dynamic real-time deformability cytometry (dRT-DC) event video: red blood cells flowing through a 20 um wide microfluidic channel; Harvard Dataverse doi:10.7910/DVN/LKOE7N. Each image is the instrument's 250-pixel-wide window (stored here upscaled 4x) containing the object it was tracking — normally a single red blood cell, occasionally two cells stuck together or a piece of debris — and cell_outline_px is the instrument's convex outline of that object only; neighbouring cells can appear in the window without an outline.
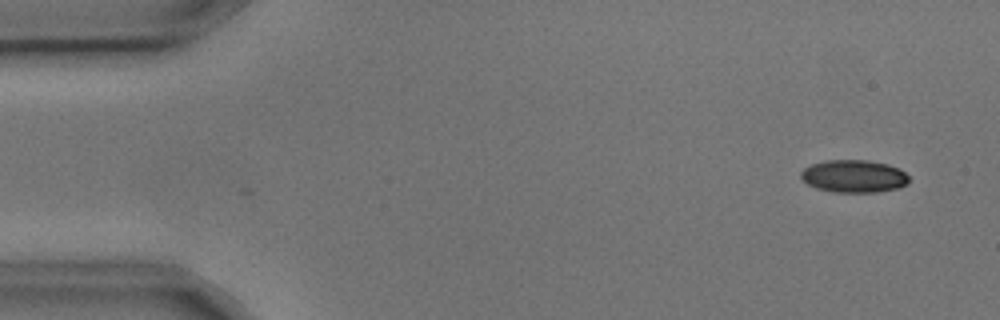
{"species": "common noctule bat (a hibernating species)", "species_latin": "Nyctalus noctula", "temperature_condition": "cold", "stored_images_in_passage": 10, "camera_frame_rate_fps": 3000, "um_per_image_px": 0.085, "animal": {"sex": "male", "body_mass_g": 17.9, "forearm_length_mm": 54.2}, "frame": {"image": 1, "passage_image": 1, "time_ms": 0.0, "image_size_px": [1000, 320], "cell_outline_px": [[908, 184], [900, 188], [876, 192], [836, 192], [816, 188], [808, 184], [800, 176], [800, 172], [804, 168], [812, 164], [824, 160], [868, 160], [888, 164], [900, 168], [908, 176]], "centroid_in_image_um": [72.6, 14.97], "position_along_channel_um": 12.4, "area_um2": 20.63}}
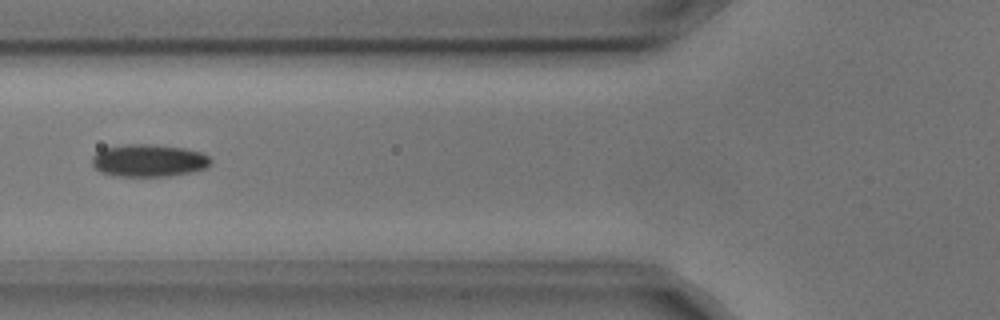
{"frame": {"image": 2, "passage_image": 5, "time_ms": 1.333, "image_size_px": [1000, 320], "cell_outline_px": [[212, 164], [204, 168], [192, 172], [168, 176], [116, 176], [100, 172], [92, 164], [92, 156], [96, 152], [104, 148], [128, 144], [152, 144], [184, 148], [200, 152], [208, 156], [212, 160]], "centroid_in_image_um": [12.64, 13.64], "position_along_channel_um": 113.2, "area_um2": 22.48}}
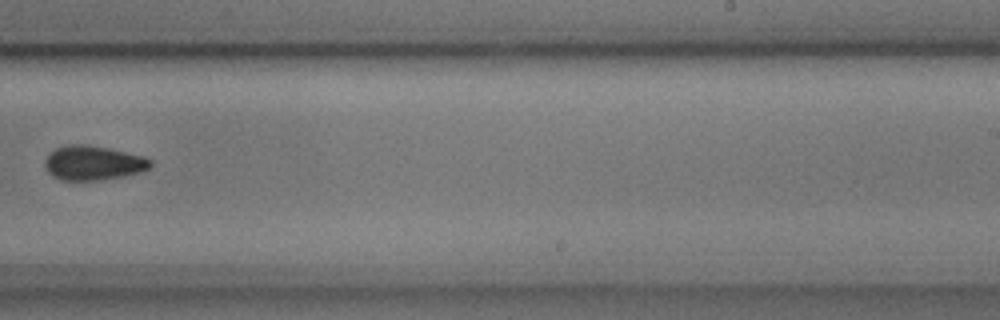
{"frame": {"image": 3, "passage_image": 9, "time_ms": 2.667, "image_size_px": [1000, 320], "cell_outline_px": [[152, 164], [148, 168], [140, 172], [100, 180], [60, 180], [52, 176], [48, 172], [44, 164], [44, 160], [48, 152], [56, 148], [68, 144], [88, 144], [108, 148], [144, 156], [152, 160]], "centroid_in_image_um": [7.87, 13.83], "position_along_channel_um": 281.1, "area_um2": 21.27}}